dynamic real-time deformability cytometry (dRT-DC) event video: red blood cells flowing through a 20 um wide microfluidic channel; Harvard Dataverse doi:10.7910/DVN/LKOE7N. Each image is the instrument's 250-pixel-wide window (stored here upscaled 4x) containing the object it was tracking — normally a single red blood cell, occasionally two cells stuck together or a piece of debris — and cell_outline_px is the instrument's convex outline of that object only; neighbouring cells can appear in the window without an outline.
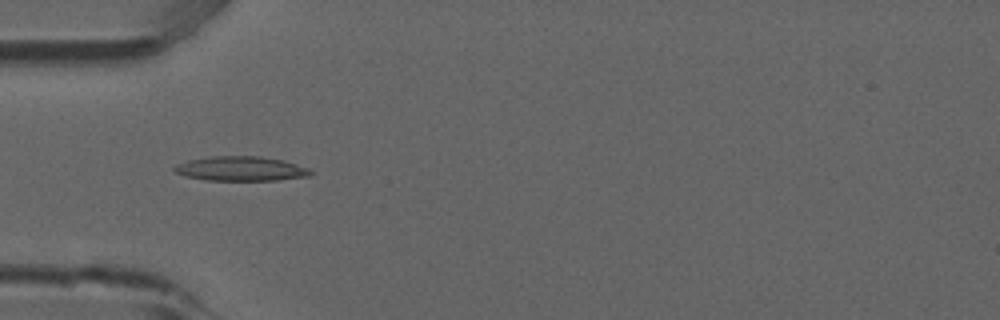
{"species": "common noctule bat (a hibernating species)", "species_latin": "Nyctalus noctula", "temperature_condition": "room temperature", "stored_images_in_passage": 52, "camera_frame_rate_fps": 3000, "um_per_image_px": 0.085, "animal": {"sex": "male", "forearm_length_mm": 52.5}, "frame": {"image": 1, "passage_image": 16, "time_ms": 5.0, "image_size_px": [1000, 320], "cell_outline_px": [[312, 176], [276, 180], [208, 180], [184, 176], [176, 172], [172, 168], [176, 164], [188, 160], [212, 156], [260, 156], [284, 160], [308, 168], [312, 172]], "centroid_in_image_um": [20.48, 14.33], "position_along_channel_um": 64.5, "area_um2": 19.48}}
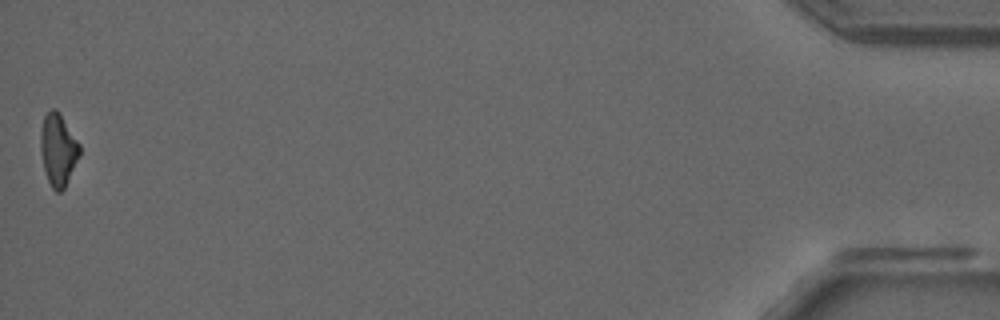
{"frame": {"image": 2, "passage_image": 52, "time_ms": 17.0, "image_size_px": [1000, 320], "cell_outline_px": [[80, 156], [64, 188], [60, 192], [56, 192], [52, 188], [44, 172], [40, 148], [40, 132], [44, 116], [52, 108], [56, 108], [60, 112], [80, 144]], "centroid_in_image_um": [4.94, 12.71], "position_along_channel_um": 430.3, "area_um2": 16.59}, "authors_computed_cell_mechanics": {"area_um2": 17.4267, "velocity_mm_per_s": 3.8791, "shape_relaxation_time_tau1_ms": null, "shape_relaxation_time_tau2_ms": 6.0032, "deformation_change_tau1": null, "deformation_change_tau2": 0.1873}}